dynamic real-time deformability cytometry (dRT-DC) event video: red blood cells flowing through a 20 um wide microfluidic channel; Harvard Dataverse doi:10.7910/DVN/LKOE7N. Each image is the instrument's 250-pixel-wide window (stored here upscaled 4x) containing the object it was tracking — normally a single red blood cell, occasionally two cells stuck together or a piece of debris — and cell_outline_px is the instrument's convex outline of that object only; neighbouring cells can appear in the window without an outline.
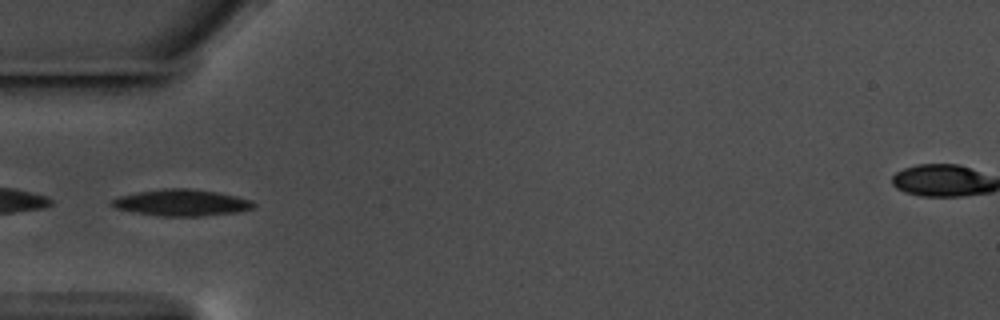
{"species": "common noctule bat (a hibernating species)", "species_latin": "Nyctalus noctula", "temperature_condition": "warm", "stored_images_in_passage": 35, "camera_frame_rate_fps": 3000, "um_per_image_px": 0.085, "animal": {"sex": "male", "body_mass_g": 17.5, "forearm_length_mm": 52.3}, "frame": {"image": 1, "passage_image": 1, "time_ms": 0.0, "image_size_px": [1000, 320], "cell_outline_px": [[256, 204], [252, 208], [236, 212], [200, 216], [160, 216], [136, 212], [116, 208], [108, 204], [108, 200], [120, 196], [140, 192], [164, 188], [188, 188], [216, 192], [236, 196], [252, 200]], "centroid_in_image_um": [15.41, 17.22], "position_along_channel_um": 69.6, "area_um2": 21.73}}
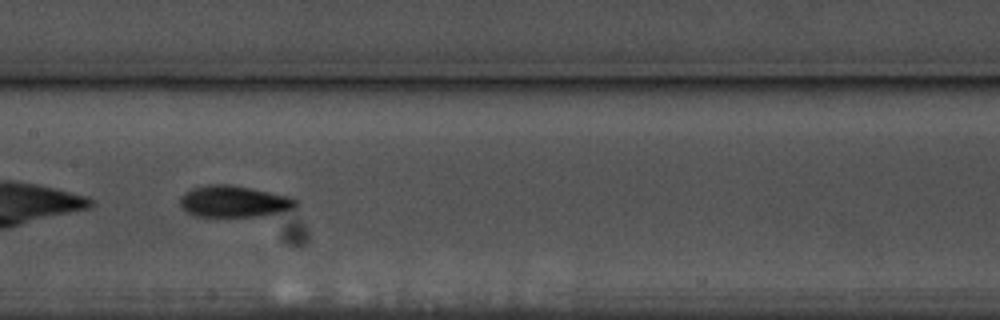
{"frame": {"image": 2, "passage_image": 11, "time_ms": 3.333, "image_size_px": [1000, 320], "cell_outline_px": [[300, 204], [296, 208], [264, 216], [196, 216], [188, 212], [180, 204], [180, 196], [192, 188], [208, 184], [228, 184], [292, 196], [300, 200]], "centroid_in_image_um": [19.97, 17.12], "position_along_channel_um": 187.4, "area_um2": 21.44}, "authors_computed_cell_mechanics": {"area_um2": 21.0392, "velocity_mm_per_s": 3.5516, "shape_relaxation_time_tau1_ms": 3.4119, "shape_relaxation_time_tau2_ms": 3.0188, "deformation_change_tau1": 0.1435, "deformation_change_tau2": 0.0861}}